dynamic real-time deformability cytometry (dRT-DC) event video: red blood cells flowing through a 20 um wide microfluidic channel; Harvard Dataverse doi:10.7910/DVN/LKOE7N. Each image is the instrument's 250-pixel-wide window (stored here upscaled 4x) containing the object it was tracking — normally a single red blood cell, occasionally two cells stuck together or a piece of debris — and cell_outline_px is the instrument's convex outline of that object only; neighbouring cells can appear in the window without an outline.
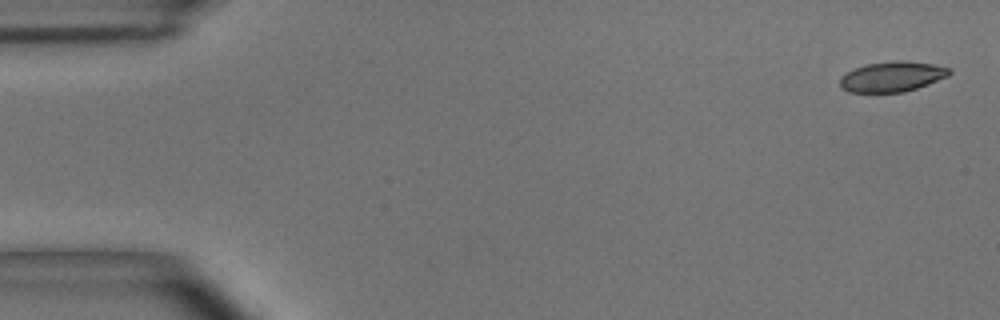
{"species": "common noctule bat (a hibernating species)", "species_latin": "Nyctalus noctula", "temperature_condition": "room temperature", "stored_images_in_passage": 53, "camera_frame_rate_fps": 3000, "um_per_image_px": 0.085, "animal": {"sex": "male", "body_mass_g": 15.6}, "frame": {"image": 1, "passage_image": 1, "time_ms": 0.0, "image_size_px": [1000, 320], "cell_outline_px": [[952, 72], [948, 76], [916, 88], [904, 92], [848, 92], [840, 88], [840, 76], [856, 68], [868, 64], [892, 60], [900, 60], [932, 64], [952, 68]], "centroid_in_image_um": [75.83, 6.51], "position_along_channel_um": 9.2, "area_um2": 19.19}}
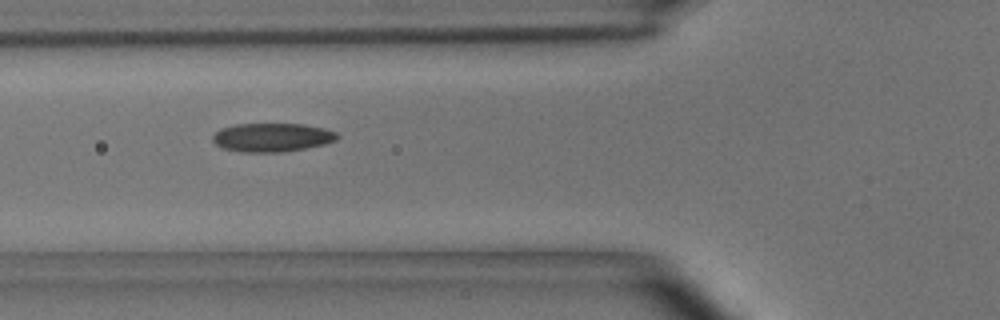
{"frame": {"image": 2, "passage_image": 19, "time_ms": 6.0, "image_size_px": [1000, 320], "cell_outline_px": [[340, 136], [336, 140], [324, 144], [304, 148], [280, 152], [240, 152], [220, 148], [212, 140], [212, 136], [220, 128], [236, 124], [304, 124], [324, 128], [336, 132]], "centroid_in_image_um": [23.1, 11.68], "position_along_channel_um": 102.7, "area_um2": 20.87}}
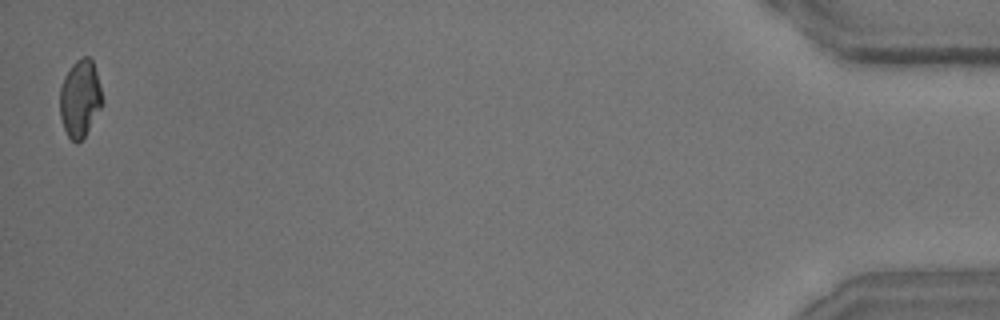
{"frame": {"image": 3, "passage_image": 53, "time_ms": 17.333, "image_size_px": [1000, 320], "cell_outline_px": [[104, 104], [84, 136], [76, 144], [68, 136], [64, 128], [60, 116], [60, 88], [64, 76], [72, 64], [76, 60], [84, 56], [88, 56], [92, 60], [96, 72], [104, 100]], "centroid_in_image_um": [6.81, 8.36], "position_along_channel_um": 428.4, "area_um2": 19.13}, "authors_computed_cell_mechanics": {"area_um2": 20.1722, "velocity_mm_per_s": 3.6689, "shape_relaxation_time_tau1_ms": 5.1279, "shape_relaxation_time_tau2_ms": 2.5506, "deformation_change_tau1": 0.1388, "deformation_change_tau2": 0.0854}}